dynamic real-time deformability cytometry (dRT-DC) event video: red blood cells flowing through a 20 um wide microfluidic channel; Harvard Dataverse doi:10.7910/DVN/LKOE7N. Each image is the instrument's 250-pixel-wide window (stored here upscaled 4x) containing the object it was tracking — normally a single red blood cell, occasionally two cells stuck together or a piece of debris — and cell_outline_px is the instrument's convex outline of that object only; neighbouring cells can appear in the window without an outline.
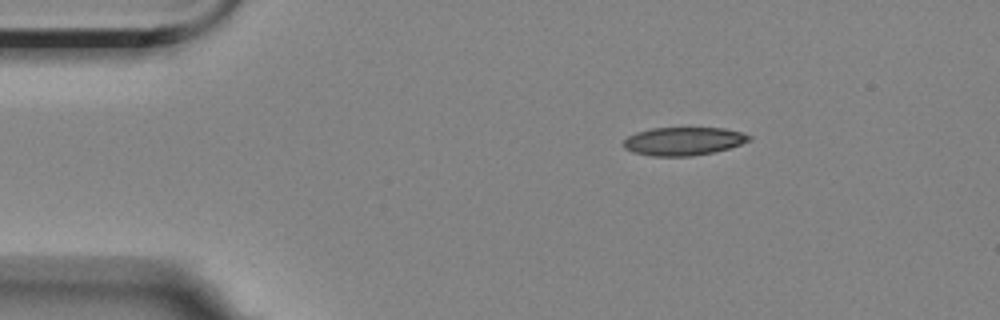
{"species": "Egyptian fruit bat (a non-hibernating species)", "species_latin": "Rousettus aegyptiacus", "temperature_condition": "room temperature", "stored_images_in_passage": 4, "camera_frame_rate_fps": 3000, "um_per_image_px": 0.085, "animal": {"sex": "female"}, "frame": {"image": 1, "passage_image": 1, "time_ms": 0.0, "image_size_px": [1000, 320], "cell_outline_px": [[752, 140], [728, 148], [712, 152], [692, 156], [652, 156], [632, 152], [624, 148], [624, 140], [628, 136], [636, 132], [652, 128], [724, 128], [740, 132], [752, 136]], "centroid_in_image_um": [58.08, 12.0], "position_along_channel_um": 26.9, "area_um2": 20.58}}
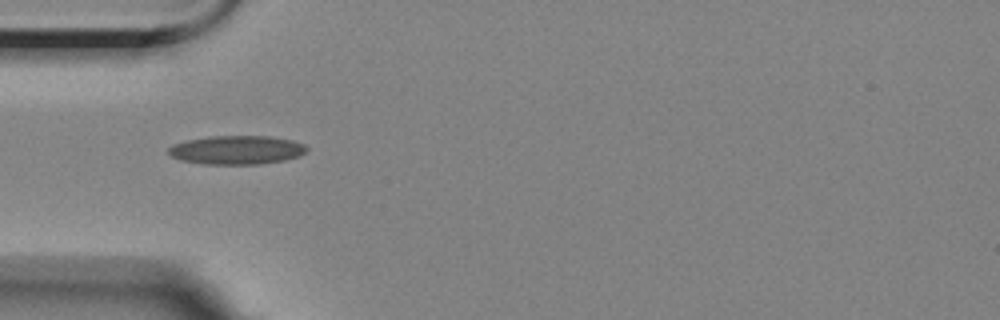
{"frame": {"image": 2, "passage_image": 3, "time_ms": 2.667, "image_size_px": [1000, 320], "cell_outline_px": [[308, 148], [300, 156], [284, 160], [260, 164], [204, 164], [180, 160], [172, 156], [168, 152], [168, 148], [172, 144], [188, 140], [208, 136], [268, 136], [292, 140], [304, 144]], "centroid_in_image_um": [20.11, 12.74], "position_along_channel_um": 64.9, "area_um2": 23.18}}
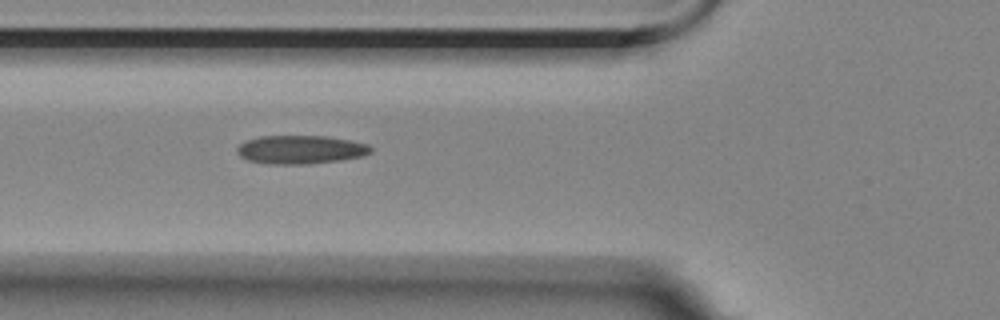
{"frame": {"image": 3, "passage_image": 4, "time_ms": 3.667, "image_size_px": [1000, 320], "cell_outline_px": [[372, 152], [364, 156], [340, 160], [308, 164], [268, 164], [248, 160], [240, 156], [236, 152], [236, 148], [240, 144], [248, 140], [260, 136], [328, 136], [368, 144], [372, 148]], "centroid_in_image_um": [25.56, 12.72], "position_along_channel_um": 100.2, "area_um2": 22.25}}